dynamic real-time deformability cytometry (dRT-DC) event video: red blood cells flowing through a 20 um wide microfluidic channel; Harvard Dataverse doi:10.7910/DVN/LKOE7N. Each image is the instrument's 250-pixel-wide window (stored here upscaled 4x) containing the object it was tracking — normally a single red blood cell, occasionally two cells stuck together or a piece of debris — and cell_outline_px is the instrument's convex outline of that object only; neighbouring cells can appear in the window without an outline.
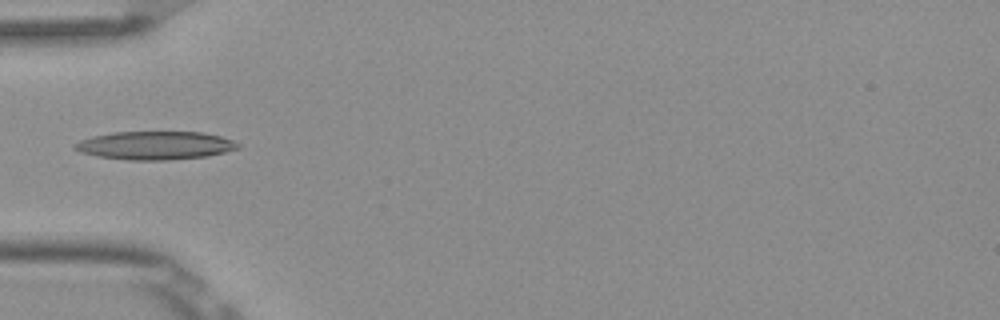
{"species": "Egyptian fruit bat (a non-hibernating species)", "species_latin": "Rousettus aegyptiacus", "temperature_condition": "room temperature", "stored_images_in_passage": 5, "camera_frame_rate_fps": 3000, "um_per_image_px": 0.085, "frame": {"image": 1, "passage_image": 5, "time_ms": 1.333, "image_size_px": [1000, 320], "cell_outline_px": [[240, 148], [208, 156], [168, 160], [128, 160], [96, 156], [80, 152], [72, 148], [80, 140], [92, 136], [112, 132], [200, 132], [220, 136], [232, 140], [240, 144]], "centroid_in_image_um": [13.18, 12.36], "position_along_channel_um": 71.8, "area_um2": 26.93}}